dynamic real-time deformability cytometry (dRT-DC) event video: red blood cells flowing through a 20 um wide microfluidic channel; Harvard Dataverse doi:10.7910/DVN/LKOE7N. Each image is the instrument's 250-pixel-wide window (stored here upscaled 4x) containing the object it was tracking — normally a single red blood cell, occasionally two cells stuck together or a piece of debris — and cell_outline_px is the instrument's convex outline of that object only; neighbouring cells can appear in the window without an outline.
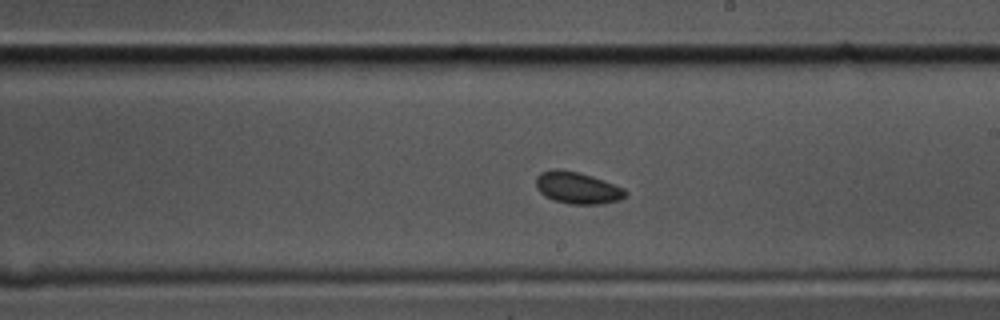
{"species": "common noctule bat (a hibernating species)", "species_latin": "Nyctalus noctula", "temperature_condition": "cold", "stored_images_in_passage": 46, "segment_of_instrument_passage": [1, 2], "camera_frame_rate_fps": 3000, "um_per_image_px": 0.085, "animal": {"sex": "male", "body_mass_g": 17.5, "forearm_length_mm": 52.3}, "frame": {"image": 1, "passage_image": 21, "time_ms": 6.667, "image_size_px": [1000, 320], "cell_outline_px": [[628, 196], [620, 200], [600, 204], [568, 204], [552, 200], [544, 196], [536, 188], [536, 176], [540, 172], [552, 168], [556, 168], [580, 172], [592, 176], [624, 188], [628, 192]], "centroid_in_image_um": [49.06, 15.96], "position_along_channel_um": 239.9, "area_um2": 16.94}}
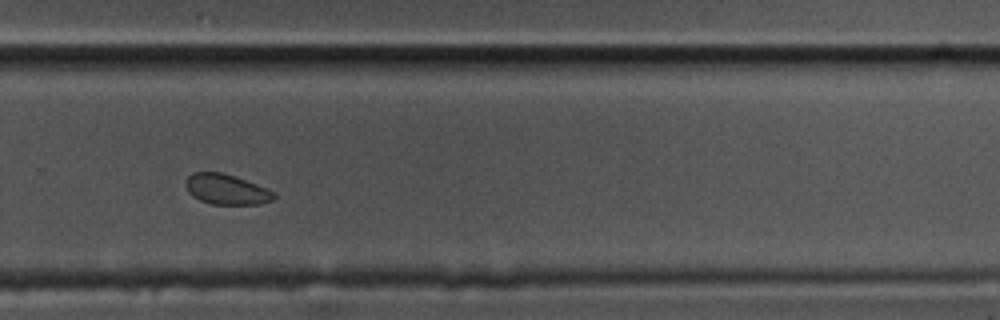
{"frame": {"image": 2, "passage_image": 27, "time_ms": 8.667, "image_size_px": [1000, 320], "cell_outline_px": [[276, 196], [272, 200], [260, 204], [212, 204], [200, 200], [192, 196], [188, 192], [184, 184], [184, 180], [192, 172], [220, 172], [268, 188], [276, 192]], "centroid_in_image_um": [19.22, 16.1], "position_along_channel_um": 310.6, "area_um2": 15.61}}
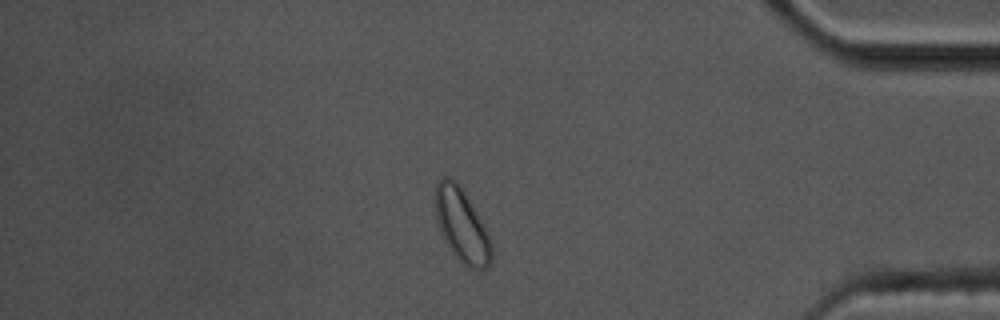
{"frame": {"image": 3, "passage_image": 37, "time_ms": 12.0, "image_size_px": [1000, 320], "cell_outline_px": [[492, 264], [476, 272], [468, 268], [452, 252], [444, 240], [436, 220], [436, 184], [444, 176], [448, 176], [464, 192], [476, 212], [492, 244]], "centroid_in_image_um": [39.26, 19.24], "position_along_channel_um": 395.9, "area_um2": 23.52}}